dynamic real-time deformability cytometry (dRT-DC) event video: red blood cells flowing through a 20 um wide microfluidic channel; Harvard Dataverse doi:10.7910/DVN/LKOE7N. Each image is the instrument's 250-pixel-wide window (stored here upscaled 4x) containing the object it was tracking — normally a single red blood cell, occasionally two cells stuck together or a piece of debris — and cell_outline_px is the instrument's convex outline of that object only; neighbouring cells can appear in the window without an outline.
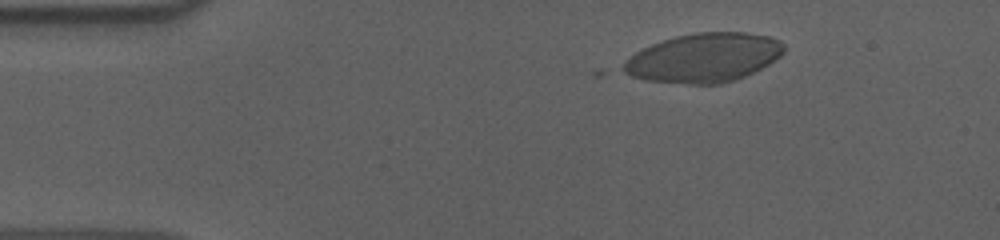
{"species": "human", "species_latin": "Homo sapiens", "temperature_condition": "cold", "stored_images_in_passage": 49, "camera_frame_rate_fps": 3000, "um_per_image_px": 0.085, "donor": {"sex": "male"}, "frame": {"image": 1, "passage_image": 1, "time_ms": 0.0, "image_size_px": [1000, 240], "cell_outline_px": [[784, 52], [780, 56], [768, 64], [736, 80], [720, 84], [688, 84], [644, 80], [632, 76], [616, 68], [624, 60], [636, 52], [652, 44], [676, 36], [696, 32], [744, 32], [768, 36], [780, 40], [784, 44]], "centroid_in_image_um": [59.78, 4.91], "position_along_channel_um": 25.2, "area_um2": 46.01}}
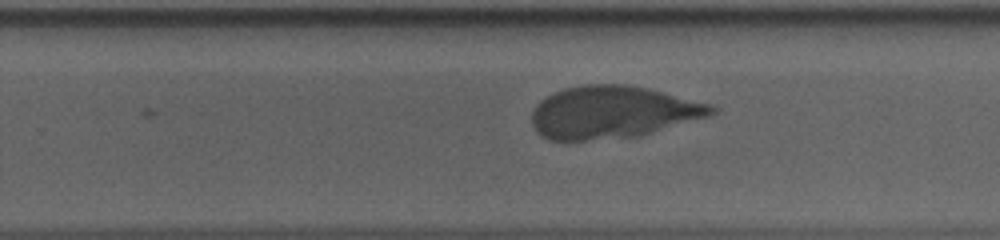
{"frame": {"image": 2, "passage_image": 28, "time_ms": 9.0, "image_size_px": [1000, 240], "cell_outline_px": [[720, 108], [716, 112], [708, 116], [640, 136], [584, 140], [548, 140], [540, 136], [536, 132], [532, 124], [532, 108], [540, 100], [564, 88], [584, 84], [624, 84], [644, 88], [716, 104]], "centroid_in_image_um": [52.08, 9.54], "position_along_channel_um": 277.7, "area_um2": 55.03}}
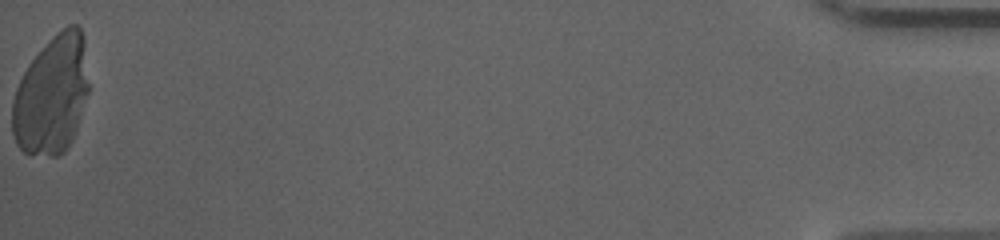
{"frame": {"image": 3, "passage_image": 49, "time_ms": 16.0, "image_size_px": [1000, 240], "cell_outline_px": [[88, 92], [72, 140], [68, 148], [64, 152], [56, 156], [52, 156], [24, 152], [16, 144], [12, 132], [12, 100], [16, 88], [28, 64], [52, 36], [56, 32], [68, 24], [76, 24], [80, 28], [84, 36], [88, 84]], "centroid_in_image_um": [4.39, 8.06], "position_along_channel_um": 430.8, "area_um2": 52.83}}